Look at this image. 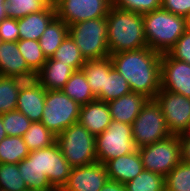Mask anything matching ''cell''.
Masks as SVG:
<instances>
[{
  "instance_id": "obj_39",
  "label": "cell",
  "mask_w": 190,
  "mask_h": 191,
  "mask_svg": "<svg viewBox=\"0 0 190 191\" xmlns=\"http://www.w3.org/2000/svg\"><path fill=\"white\" fill-rule=\"evenodd\" d=\"M0 36L2 42H17L19 40V28L17 19H3L0 22Z\"/></svg>"
},
{
  "instance_id": "obj_7",
  "label": "cell",
  "mask_w": 190,
  "mask_h": 191,
  "mask_svg": "<svg viewBox=\"0 0 190 191\" xmlns=\"http://www.w3.org/2000/svg\"><path fill=\"white\" fill-rule=\"evenodd\" d=\"M138 151L143 168L162 176H166L183 161L182 142L178 135L138 148Z\"/></svg>"
},
{
  "instance_id": "obj_24",
  "label": "cell",
  "mask_w": 190,
  "mask_h": 191,
  "mask_svg": "<svg viewBox=\"0 0 190 191\" xmlns=\"http://www.w3.org/2000/svg\"><path fill=\"white\" fill-rule=\"evenodd\" d=\"M68 35V25L55 17L39 38V44L46 58H51Z\"/></svg>"
},
{
  "instance_id": "obj_3",
  "label": "cell",
  "mask_w": 190,
  "mask_h": 191,
  "mask_svg": "<svg viewBox=\"0 0 190 191\" xmlns=\"http://www.w3.org/2000/svg\"><path fill=\"white\" fill-rule=\"evenodd\" d=\"M147 46L167 53L187 30L186 18L162 8L142 14Z\"/></svg>"
},
{
  "instance_id": "obj_6",
  "label": "cell",
  "mask_w": 190,
  "mask_h": 191,
  "mask_svg": "<svg viewBox=\"0 0 190 191\" xmlns=\"http://www.w3.org/2000/svg\"><path fill=\"white\" fill-rule=\"evenodd\" d=\"M41 123L56 137L72 124L78 123L81 105L62 90H46Z\"/></svg>"
},
{
  "instance_id": "obj_1",
  "label": "cell",
  "mask_w": 190,
  "mask_h": 191,
  "mask_svg": "<svg viewBox=\"0 0 190 191\" xmlns=\"http://www.w3.org/2000/svg\"><path fill=\"white\" fill-rule=\"evenodd\" d=\"M113 67L128 82L131 92L154 99L161 89V53L144 47L111 54Z\"/></svg>"
},
{
  "instance_id": "obj_5",
  "label": "cell",
  "mask_w": 190,
  "mask_h": 191,
  "mask_svg": "<svg viewBox=\"0 0 190 191\" xmlns=\"http://www.w3.org/2000/svg\"><path fill=\"white\" fill-rule=\"evenodd\" d=\"M68 34L85 60L103 59L110 56L106 18H95L70 25Z\"/></svg>"
},
{
  "instance_id": "obj_37",
  "label": "cell",
  "mask_w": 190,
  "mask_h": 191,
  "mask_svg": "<svg viewBox=\"0 0 190 191\" xmlns=\"http://www.w3.org/2000/svg\"><path fill=\"white\" fill-rule=\"evenodd\" d=\"M112 5L134 13L145 14L161 8V0H112Z\"/></svg>"
},
{
  "instance_id": "obj_16",
  "label": "cell",
  "mask_w": 190,
  "mask_h": 191,
  "mask_svg": "<svg viewBox=\"0 0 190 191\" xmlns=\"http://www.w3.org/2000/svg\"><path fill=\"white\" fill-rule=\"evenodd\" d=\"M0 76L18 77L25 81L36 77L21 55L17 42L0 43Z\"/></svg>"
},
{
  "instance_id": "obj_27",
  "label": "cell",
  "mask_w": 190,
  "mask_h": 191,
  "mask_svg": "<svg viewBox=\"0 0 190 191\" xmlns=\"http://www.w3.org/2000/svg\"><path fill=\"white\" fill-rule=\"evenodd\" d=\"M29 152L23 137L6 136L0 141V163L18 164Z\"/></svg>"
},
{
  "instance_id": "obj_35",
  "label": "cell",
  "mask_w": 190,
  "mask_h": 191,
  "mask_svg": "<svg viewBox=\"0 0 190 191\" xmlns=\"http://www.w3.org/2000/svg\"><path fill=\"white\" fill-rule=\"evenodd\" d=\"M27 185L19 172L18 164L0 163V191H25Z\"/></svg>"
},
{
  "instance_id": "obj_15",
  "label": "cell",
  "mask_w": 190,
  "mask_h": 191,
  "mask_svg": "<svg viewBox=\"0 0 190 191\" xmlns=\"http://www.w3.org/2000/svg\"><path fill=\"white\" fill-rule=\"evenodd\" d=\"M45 98L46 90L35 79L25 81L20 88L16 110L32 122H41Z\"/></svg>"
},
{
  "instance_id": "obj_34",
  "label": "cell",
  "mask_w": 190,
  "mask_h": 191,
  "mask_svg": "<svg viewBox=\"0 0 190 191\" xmlns=\"http://www.w3.org/2000/svg\"><path fill=\"white\" fill-rule=\"evenodd\" d=\"M165 191H190V163L183 160L165 176Z\"/></svg>"
},
{
  "instance_id": "obj_30",
  "label": "cell",
  "mask_w": 190,
  "mask_h": 191,
  "mask_svg": "<svg viewBox=\"0 0 190 191\" xmlns=\"http://www.w3.org/2000/svg\"><path fill=\"white\" fill-rule=\"evenodd\" d=\"M51 59L58 60L63 64H68L75 71L81 70L86 61L69 34L62 41L61 45L57 48Z\"/></svg>"
},
{
  "instance_id": "obj_9",
  "label": "cell",
  "mask_w": 190,
  "mask_h": 191,
  "mask_svg": "<svg viewBox=\"0 0 190 191\" xmlns=\"http://www.w3.org/2000/svg\"><path fill=\"white\" fill-rule=\"evenodd\" d=\"M95 145L97 160L103 164L138 149L132 137V125L114 120L104 132L95 136Z\"/></svg>"
},
{
  "instance_id": "obj_46",
  "label": "cell",
  "mask_w": 190,
  "mask_h": 191,
  "mask_svg": "<svg viewBox=\"0 0 190 191\" xmlns=\"http://www.w3.org/2000/svg\"><path fill=\"white\" fill-rule=\"evenodd\" d=\"M185 18L187 29L190 30V13Z\"/></svg>"
},
{
  "instance_id": "obj_42",
  "label": "cell",
  "mask_w": 190,
  "mask_h": 191,
  "mask_svg": "<svg viewBox=\"0 0 190 191\" xmlns=\"http://www.w3.org/2000/svg\"><path fill=\"white\" fill-rule=\"evenodd\" d=\"M183 160L190 163V140H181Z\"/></svg>"
},
{
  "instance_id": "obj_31",
  "label": "cell",
  "mask_w": 190,
  "mask_h": 191,
  "mask_svg": "<svg viewBox=\"0 0 190 191\" xmlns=\"http://www.w3.org/2000/svg\"><path fill=\"white\" fill-rule=\"evenodd\" d=\"M124 185L126 191H165V176L143 169Z\"/></svg>"
},
{
  "instance_id": "obj_4",
  "label": "cell",
  "mask_w": 190,
  "mask_h": 191,
  "mask_svg": "<svg viewBox=\"0 0 190 191\" xmlns=\"http://www.w3.org/2000/svg\"><path fill=\"white\" fill-rule=\"evenodd\" d=\"M56 142L72 168L98 162L95 136L79 122L61 132L56 137Z\"/></svg>"
},
{
  "instance_id": "obj_8",
  "label": "cell",
  "mask_w": 190,
  "mask_h": 191,
  "mask_svg": "<svg viewBox=\"0 0 190 191\" xmlns=\"http://www.w3.org/2000/svg\"><path fill=\"white\" fill-rule=\"evenodd\" d=\"M171 136L165 117L155 99H148L132 123V137L137 148Z\"/></svg>"
},
{
  "instance_id": "obj_40",
  "label": "cell",
  "mask_w": 190,
  "mask_h": 191,
  "mask_svg": "<svg viewBox=\"0 0 190 191\" xmlns=\"http://www.w3.org/2000/svg\"><path fill=\"white\" fill-rule=\"evenodd\" d=\"M161 8L175 15L186 17L190 13V0H161Z\"/></svg>"
},
{
  "instance_id": "obj_20",
  "label": "cell",
  "mask_w": 190,
  "mask_h": 191,
  "mask_svg": "<svg viewBox=\"0 0 190 191\" xmlns=\"http://www.w3.org/2000/svg\"><path fill=\"white\" fill-rule=\"evenodd\" d=\"M148 98L142 94L130 92L108 102L111 119L132 125Z\"/></svg>"
},
{
  "instance_id": "obj_45",
  "label": "cell",
  "mask_w": 190,
  "mask_h": 191,
  "mask_svg": "<svg viewBox=\"0 0 190 191\" xmlns=\"http://www.w3.org/2000/svg\"><path fill=\"white\" fill-rule=\"evenodd\" d=\"M6 136L7 134L3 127L2 115H0V141L3 140Z\"/></svg>"
},
{
  "instance_id": "obj_23",
  "label": "cell",
  "mask_w": 190,
  "mask_h": 191,
  "mask_svg": "<svg viewBox=\"0 0 190 191\" xmlns=\"http://www.w3.org/2000/svg\"><path fill=\"white\" fill-rule=\"evenodd\" d=\"M113 68L112 60L109 57L103 59L86 60L82 70L87 77L91 91L97 97L104 88L105 75Z\"/></svg>"
},
{
  "instance_id": "obj_29",
  "label": "cell",
  "mask_w": 190,
  "mask_h": 191,
  "mask_svg": "<svg viewBox=\"0 0 190 191\" xmlns=\"http://www.w3.org/2000/svg\"><path fill=\"white\" fill-rule=\"evenodd\" d=\"M23 139L29 151L47 148L56 142V136L41 122H32Z\"/></svg>"
},
{
  "instance_id": "obj_41",
  "label": "cell",
  "mask_w": 190,
  "mask_h": 191,
  "mask_svg": "<svg viewBox=\"0 0 190 191\" xmlns=\"http://www.w3.org/2000/svg\"><path fill=\"white\" fill-rule=\"evenodd\" d=\"M100 191H126V188L123 183L108 179Z\"/></svg>"
},
{
  "instance_id": "obj_10",
  "label": "cell",
  "mask_w": 190,
  "mask_h": 191,
  "mask_svg": "<svg viewBox=\"0 0 190 191\" xmlns=\"http://www.w3.org/2000/svg\"><path fill=\"white\" fill-rule=\"evenodd\" d=\"M56 17L68 26L95 18H106L112 0H54Z\"/></svg>"
},
{
  "instance_id": "obj_32",
  "label": "cell",
  "mask_w": 190,
  "mask_h": 191,
  "mask_svg": "<svg viewBox=\"0 0 190 191\" xmlns=\"http://www.w3.org/2000/svg\"><path fill=\"white\" fill-rule=\"evenodd\" d=\"M18 49L24 57L28 67L36 74L47 61L46 56L41 50L39 41L32 39H19Z\"/></svg>"
},
{
  "instance_id": "obj_11",
  "label": "cell",
  "mask_w": 190,
  "mask_h": 191,
  "mask_svg": "<svg viewBox=\"0 0 190 191\" xmlns=\"http://www.w3.org/2000/svg\"><path fill=\"white\" fill-rule=\"evenodd\" d=\"M154 99L162 110L171 135H182L190 122V98L160 89Z\"/></svg>"
},
{
  "instance_id": "obj_13",
  "label": "cell",
  "mask_w": 190,
  "mask_h": 191,
  "mask_svg": "<svg viewBox=\"0 0 190 191\" xmlns=\"http://www.w3.org/2000/svg\"><path fill=\"white\" fill-rule=\"evenodd\" d=\"M161 89L190 98V64L161 54Z\"/></svg>"
},
{
  "instance_id": "obj_21",
  "label": "cell",
  "mask_w": 190,
  "mask_h": 191,
  "mask_svg": "<svg viewBox=\"0 0 190 191\" xmlns=\"http://www.w3.org/2000/svg\"><path fill=\"white\" fill-rule=\"evenodd\" d=\"M56 17L53 2L43 11L31 13L17 19L19 39H32L38 41L47 26Z\"/></svg>"
},
{
  "instance_id": "obj_2",
  "label": "cell",
  "mask_w": 190,
  "mask_h": 191,
  "mask_svg": "<svg viewBox=\"0 0 190 191\" xmlns=\"http://www.w3.org/2000/svg\"><path fill=\"white\" fill-rule=\"evenodd\" d=\"M107 19V41L110 55L147 46L143 16L111 6Z\"/></svg>"
},
{
  "instance_id": "obj_18",
  "label": "cell",
  "mask_w": 190,
  "mask_h": 191,
  "mask_svg": "<svg viewBox=\"0 0 190 191\" xmlns=\"http://www.w3.org/2000/svg\"><path fill=\"white\" fill-rule=\"evenodd\" d=\"M105 166L108 178L123 184L134 179L144 169L138 149L107 161Z\"/></svg>"
},
{
  "instance_id": "obj_17",
  "label": "cell",
  "mask_w": 190,
  "mask_h": 191,
  "mask_svg": "<svg viewBox=\"0 0 190 191\" xmlns=\"http://www.w3.org/2000/svg\"><path fill=\"white\" fill-rule=\"evenodd\" d=\"M111 120L108 103L96 99L81 105L78 122L94 136L104 132Z\"/></svg>"
},
{
  "instance_id": "obj_12",
  "label": "cell",
  "mask_w": 190,
  "mask_h": 191,
  "mask_svg": "<svg viewBox=\"0 0 190 191\" xmlns=\"http://www.w3.org/2000/svg\"><path fill=\"white\" fill-rule=\"evenodd\" d=\"M36 164L54 188L61 190L67 183L72 167L64 158L57 142L36 150Z\"/></svg>"
},
{
  "instance_id": "obj_43",
  "label": "cell",
  "mask_w": 190,
  "mask_h": 191,
  "mask_svg": "<svg viewBox=\"0 0 190 191\" xmlns=\"http://www.w3.org/2000/svg\"><path fill=\"white\" fill-rule=\"evenodd\" d=\"M7 17L8 15H7L6 4H0V22L3 19H6Z\"/></svg>"
},
{
  "instance_id": "obj_36",
  "label": "cell",
  "mask_w": 190,
  "mask_h": 191,
  "mask_svg": "<svg viewBox=\"0 0 190 191\" xmlns=\"http://www.w3.org/2000/svg\"><path fill=\"white\" fill-rule=\"evenodd\" d=\"M3 127L7 136H20L26 133L32 121L18 110H13L2 114Z\"/></svg>"
},
{
  "instance_id": "obj_38",
  "label": "cell",
  "mask_w": 190,
  "mask_h": 191,
  "mask_svg": "<svg viewBox=\"0 0 190 191\" xmlns=\"http://www.w3.org/2000/svg\"><path fill=\"white\" fill-rule=\"evenodd\" d=\"M168 53L177 60L190 64V30H186Z\"/></svg>"
},
{
  "instance_id": "obj_47",
  "label": "cell",
  "mask_w": 190,
  "mask_h": 191,
  "mask_svg": "<svg viewBox=\"0 0 190 191\" xmlns=\"http://www.w3.org/2000/svg\"><path fill=\"white\" fill-rule=\"evenodd\" d=\"M25 191H60V190H36V189H28Z\"/></svg>"
},
{
  "instance_id": "obj_19",
  "label": "cell",
  "mask_w": 190,
  "mask_h": 191,
  "mask_svg": "<svg viewBox=\"0 0 190 191\" xmlns=\"http://www.w3.org/2000/svg\"><path fill=\"white\" fill-rule=\"evenodd\" d=\"M74 71L68 64L47 58L43 67L36 73L35 80L45 90H62Z\"/></svg>"
},
{
  "instance_id": "obj_22",
  "label": "cell",
  "mask_w": 190,
  "mask_h": 191,
  "mask_svg": "<svg viewBox=\"0 0 190 191\" xmlns=\"http://www.w3.org/2000/svg\"><path fill=\"white\" fill-rule=\"evenodd\" d=\"M19 172L28 189L58 190L54 188L46 175L36 164V150L30 151L29 155L18 163Z\"/></svg>"
},
{
  "instance_id": "obj_14",
  "label": "cell",
  "mask_w": 190,
  "mask_h": 191,
  "mask_svg": "<svg viewBox=\"0 0 190 191\" xmlns=\"http://www.w3.org/2000/svg\"><path fill=\"white\" fill-rule=\"evenodd\" d=\"M106 166L95 162L71 169L67 183L60 191H100L108 181Z\"/></svg>"
},
{
  "instance_id": "obj_44",
  "label": "cell",
  "mask_w": 190,
  "mask_h": 191,
  "mask_svg": "<svg viewBox=\"0 0 190 191\" xmlns=\"http://www.w3.org/2000/svg\"><path fill=\"white\" fill-rule=\"evenodd\" d=\"M181 140H190V122L188 124V127L183 132L182 135H180Z\"/></svg>"
},
{
  "instance_id": "obj_28",
  "label": "cell",
  "mask_w": 190,
  "mask_h": 191,
  "mask_svg": "<svg viewBox=\"0 0 190 191\" xmlns=\"http://www.w3.org/2000/svg\"><path fill=\"white\" fill-rule=\"evenodd\" d=\"M130 92L128 82L113 67L109 73L105 75L104 88L96 99L108 103Z\"/></svg>"
},
{
  "instance_id": "obj_33",
  "label": "cell",
  "mask_w": 190,
  "mask_h": 191,
  "mask_svg": "<svg viewBox=\"0 0 190 191\" xmlns=\"http://www.w3.org/2000/svg\"><path fill=\"white\" fill-rule=\"evenodd\" d=\"M52 2V0H7V15L9 18L20 19L45 10Z\"/></svg>"
},
{
  "instance_id": "obj_25",
  "label": "cell",
  "mask_w": 190,
  "mask_h": 191,
  "mask_svg": "<svg viewBox=\"0 0 190 191\" xmlns=\"http://www.w3.org/2000/svg\"><path fill=\"white\" fill-rule=\"evenodd\" d=\"M62 91L80 105L96 100L82 69L74 71Z\"/></svg>"
},
{
  "instance_id": "obj_26",
  "label": "cell",
  "mask_w": 190,
  "mask_h": 191,
  "mask_svg": "<svg viewBox=\"0 0 190 191\" xmlns=\"http://www.w3.org/2000/svg\"><path fill=\"white\" fill-rule=\"evenodd\" d=\"M25 80L0 76V115L16 110L20 88Z\"/></svg>"
},
{
  "instance_id": "obj_48",
  "label": "cell",
  "mask_w": 190,
  "mask_h": 191,
  "mask_svg": "<svg viewBox=\"0 0 190 191\" xmlns=\"http://www.w3.org/2000/svg\"><path fill=\"white\" fill-rule=\"evenodd\" d=\"M7 0H0V4H6Z\"/></svg>"
}]
</instances>
